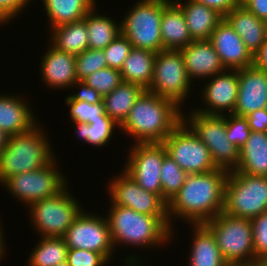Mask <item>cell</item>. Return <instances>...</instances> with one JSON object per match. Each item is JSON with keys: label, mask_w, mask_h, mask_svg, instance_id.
Returning <instances> with one entry per match:
<instances>
[{"label": "cell", "mask_w": 267, "mask_h": 266, "mask_svg": "<svg viewBox=\"0 0 267 266\" xmlns=\"http://www.w3.org/2000/svg\"><path fill=\"white\" fill-rule=\"evenodd\" d=\"M137 256V257H136ZM141 260V261H140ZM124 262V266H143V260L140 259L139 255H133V254H129V256L125 257V259L123 258L122 260ZM139 261V262H138Z\"/></svg>", "instance_id": "48"}, {"label": "cell", "mask_w": 267, "mask_h": 266, "mask_svg": "<svg viewBox=\"0 0 267 266\" xmlns=\"http://www.w3.org/2000/svg\"><path fill=\"white\" fill-rule=\"evenodd\" d=\"M1 24L4 26V22L0 19V27H1Z\"/></svg>", "instance_id": "55"}, {"label": "cell", "mask_w": 267, "mask_h": 266, "mask_svg": "<svg viewBox=\"0 0 267 266\" xmlns=\"http://www.w3.org/2000/svg\"><path fill=\"white\" fill-rule=\"evenodd\" d=\"M62 238L68 249L98 252L112 263L115 249L106 216L83 209Z\"/></svg>", "instance_id": "13"}, {"label": "cell", "mask_w": 267, "mask_h": 266, "mask_svg": "<svg viewBox=\"0 0 267 266\" xmlns=\"http://www.w3.org/2000/svg\"><path fill=\"white\" fill-rule=\"evenodd\" d=\"M49 31L48 38L51 39L50 41L48 39L47 44H51L58 50L77 56L89 48L88 31L84 19L59 25Z\"/></svg>", "instance_id": "28"}, {"label": "cell", "mask_w": 267, "mask_h": 266, "mask_svg": "<svg viewBox=\"0 0 267 266\" xmlns=\"http://www.w3.org/2000/svg\"><path fill=\"white\" fill-rule=\"evenodd\" d=\"M253 132H267V108H261L245 116Z\"/></svg>", "instance_id": "44"}, {"label": "cell", "mask_w": 267, "mask_h": 266, "mask_svg": "<svg viewBox=\"0 0 267 266\" xmlns=\"http://www.w3.org/2000/svg\"><path fill=\"white\" fill-rule=\"evenodd\" d=\"M253 66L259 71L267 73V38L260 49L253 55Z\"/></svg>", "instance_id": "47"}, {"label": "cell", "mask_w": 267, "mask_h": 266, "mask_svg": "<svg viewBox=\"0 0 267 266\" xmlns=\"http://www.w3.org/2000/svg\"><path fill=\"white\" fill-rule=\"evenodd\" d=\"M182 10L193 41L209 40L224 17L216 10L194 0H173Z\"/></svg>", "instance_id": "22"}, {"label": "cell", "mask_w": 267, "mask_h": 266, "mask_svg": "<svg viewBox=\"0 0 267 266\" xmlns=\"http://www.w3.org/2000/svg\"><path fill=\"white\" fill-rule=\"evenodd\" d=\"M180 52L186 72L192 82L198 79L206 80L225 70L209 40L192 41Z\"/></svg>", "instance_id": "20"}, {"label": "cell", "mask_w": 267, "mask_h": 266, "mask_svg": "<svg viewBox=\"0 0 267 266\" xmlns=\"http://www.w3.org/2000/svg\"><path fill=\"white\" fill-rule=\"evenodd\" d=\"M199 91L204 106L194 110L206 115H226L234 113L238 96V70L225 69L208 78ZM227 111V112H226Z\"/></svg>", "instance_id": "16"}, {"label": "cell", "mask_w": 267, "mask_h": 266, "mask_svg": "<svg viewBox=\"0 0 267 266\" xmlns=\"http://www.w3.org/2000/svg\"><path fill=\"white\" fill-rule=\"evenodd\" d=\"M209 41L225 69L240 70L253 66V55L225 19L217 25Z\"/></svg>", "instance_id": "17"}, {"label": "cell", "mask_w": 267, "mask_h": 266, "mask_svg": "<svg viewBox=\"0 0 267 266\" xmlns=\"http://www.w3.org/2000/svg\"><path fill=\"white\" fill-rule=\"evenodd\" d=\"M192 82L186 72L180 50H161L156 53L153 78L147 91L175 102L180 108L191 94Z\"/></svg>", "instance_id": "11"}, {"label": "cell", "mask_w": 267, "mask_h": 266, "mask_svg": "<svg viewBox=\"0 0 267 266\" xmlns=\"http://www.w3.org/2000/svg\"><path fill=\"white\" fill-rule=\"evenodd\" d=\"M4 231L5 230H3L2 221H0V260L4 258V255L6 253L5 246H7V243L4 242L6 240L3 236Z\"/></svg>", "instance_id": "49"}, {"label": "cell", "mask_w": 267, "mask_h": 266, "mask_svg": "<svg viewBox=\"0 0 267 266\" xmlns=\"http://www.w3.org/2000/svg\"><path fill=\"white\" fill-rule=\"evenodd\" d=\"M76 136H78L81 142L89 144L91 146L105 147L110 143L112 136L116 128L120 126L109 116H99L96 121H90V123L83 122H71Z\"/></svg>", "instance_id": "32"}, {"label": "cell", "mask_w": 267, "mask_h": 266, "mask_svg": "<svg viewBox=\"0 0 267 266\" xmlns=\"http://www.w3.org/2000/svg\"><path fill=\"white\" fill-rule=\"evenodd\" d=\"M123 170L146 191L162 198L161 167L167 154L163 143H135L131 145Z\"/></svg>", "instance_id": "14"}, {"label": "cell", "mask_w": 267, "mask_h": 266, "mask_svg": "<svg viewBox=\"0 0 267 266\" xmlns=\"http://www.w3.org/2000/svg\"><path fill=\"white\" fill-rule=\"evenodd\" d=\"M241 4L261 20L267 19V0H241Z\"/></svg>", "instance_id": "46"}, {"label": "cell", "mask_w": 267, "mask_h": 266, "mask_svg": "<svg viewBox=\"0 0 267 266\" xmlns=\"http://www.w3.org/2000/svg\"><path fill=\"white\" fill-rule=\"evenodd\" d=\"M253 246L258 259L267 252V211L251 219Z\"/></svg>", "instance_id": "41"}, {"label": "cell", "mask_w": 267, "mask_h": 266, "mask_svg": "<svg viewBox=\"0 0 267 266\" xmlns=\"http://www.w3.org/2000/svg\"><path fill=\"white\" fill-rule=\"evenodd\" d=\"M187 173L168 155L163 158L161 167L162 199L168 203L185 183Z\"/></svg>", "instance_id": "34"}, {"label": "cell", "mask_w": 267, "mask_h": 266, "mask_svg": "<svg viewBox=\"0 0 267 266\" xmlns=\"http://www.w3.org/2000/svg\"><path fill=\"white\" fill-rule=\"evenodd\" d=\"M183 121L208 147L217 168L229 172L238 167L240 149L227 138L226 115H206L193 109L183 111Z\"/></svg>", "instance_id": "7"}, {"label": "cell", "mask_w": 267, "mask_h": 266, "mask_svg": "<svg viewBox=\"0 0 267 266\" xmlns=\"http://www.w3.org/2000/svg\"><path fill=\"white\" fill-rule=\"evenodd\" d=\"M197 3L216 10L223 17L228 14L233 8L241 4V0H194Z\"/></svg>", "instance_id": "45"}, {"label": "cell", "mask_w": 267, "mask_h": 266, "mask_svg": "<svg viewBox=\"0 0 267 266\" xmlns=\"http://www.w3.org/2000/svg\"><path fill=\"white\" fill-rule=\"evenodd\" d=\"M10 135L0 129V152L8 144Z\"/></svg>", "instance_id": "50"}, {"label": "cell", "mask_w": 267, "mask_h": 266, "mask_svg": "<svg viewBox=\"0 0 267 266\" xmlns=\"http://www.w3.org/2000/svg\"><path fill=\"white\" fill-rule=\"evenodd\" d=\"M84 82L104 97L122 82V78L119 70L105 67L93 72L84 79Z\"/></svg>", "instance_id": "37"}, {"label": "cell", "mask_w": 267, "mask_h": 266, "mask_svg": "<svg viewBox=\"0 0 267 266\" xmlns=\"http://www.w3.org/2000/svg\"><path fill=\"white\" fill-rule=\"evenodd\" d=\"M267 211V176L229 171L224 190L223 212L252 219Z\"/></svg>", "instance_id": "6"}, {"label": "cell", "mask_w": 267, "mask_h": 266, "mask_svg": "<svg viewBox=\"0 0 267 266\" xmlns=\"http://www.w3.org/2000/svg\"><path fill=\"white\" fill-rule=\"evenodd\" d=\"M224 19L241 37L246 48L254 55L265 42L264 21L255 16L242 4L233 8Z\"/></svg>", "instance_id": "24"}, {"label": "cell", "mask_w": 267, "mask_h": 266, "mask_svg": "<svg viewBox=\"0 0 267 266\" xmlns=\"http://www.w3.org/2000/svg\"><path fill=\"white\" fill-rule=\"evenodd\" d=\"M40 124L9 137L0 152V185L12 176L45 167L56 158L49 136Z\"/></svg>", "instance_id": "4"}, {"label": "cell", "mask_w": 267, "mask_h": 266, "mask_svg": "<svg viewBox=\"0 0 267 266\" xmlns=\"http://www.w3.org/2000/svg\"><path fill=\"white\" fill-rule=\"evenodd\" d=\"M27 100L10 93L0 94V129L10 136L30 131L39 123L37 114H34Z\"/></svg>", "instance_id": "21"}, {"label": "cell", "mask_w": 267, "mask_h": 266, "mask_svg": "<svg viewBox=\"0 0 267 266\" xmlns=\"http://www.w3.org/2000/svg\"><path fill=\"white\" fill-rule=\"evenodd\" d=\"M70 89H76L75 94H69V96L76 101H86L89 104L99 103L103 100V97L91 86H88L84 80H77ZM79 89V90H78Z\"/></svg>", "instance_id": "43"}, {"label": "cell", "mask_w": 267, "mask_h": 266, "mask_svg": "<svg viewBox=\"0 0 267 266\" xmlns=\"http://www.w3.org/2000/svg\"><path fill=\"white\" fill-rule=\"evenodd\" d=\"M155 58L156 53L133 47L120 69L122 82L148 90L153 78Z\"/></svg>", "instance_id": "26"}, {"label": "cell", "mask_w": 267, "mask_h": 266, "mask_svg": "<svg viewBox=\"0 0 267 266\" xmlns=\"http://www.w3.org/2000/svg\"><path fill=\"white\" fill-rule=\"evenodd\" d=\"M48 17L49 29L84 19L97 5L95 0H40Z\"/></svg>", "instance_id": "29"}, {"label": "cell", "mask_w": 267, "mask_h": 266, "mask_svg": "<svg viewBox=\"0 0 267 266\" xmlns=\"http://www.w3.org/2000/svg\"><path fill=\"white\" fill-rule=\"evenodd\" d=\"M55 266H69V265H68V262L65 261V262L60 263V264H57V265H55Z\"/></svg>", "instance_id": "53"}, {"label": "cell", "mask_w": 267, "mask_h": 266, "mask_svg": "<svg viewBox=\"0 0 267 266\" xmlns=\"http://www.w3.org/2000/svg\"><path fill=\"white\" fill-rule=\"evenodd\" d=\"M236 172L267 176V132H251L246 144L240 148Z\"/></svg>", "instance_id": "27"}, {"label": "cell", "mask_w": 267, "mask_h": 266, "mask_svg": "<svg viewBox=\"0 0 267 266\" xmlns=\"http://www.w3.org/2000/svg\"><path fill=\"white\" fill-rule=\"evenodd\" d=\"M229 115V116H228ZM251 130L245 116L226 114V133L229 141L239 149L246 144Z\"/></svg>", "instance_id": "38"}, {"label": "cell", "mask_w": 267, "mask_h": 266, "mask_svg": "<svg viewBox=\"0 0 267 266\" xmlns=\"http://www.w3.org/2000/svg\"><path fill=\"white\" fill-rule=\"evenodd\" d=\"M227 175L228 171L220 168L188 174L183 186L167 203L170 226L175 223L174 218L187 224H204L223 212Z\"/></svg>", "instance_id": "1"}, {"label": "cell", "mask_w": 267, "mask_h": 266, "mask_svg": "<svg viewBox=\"0 0 267 266\" xmlns=\"http://www.w3.org/2000/svg\"><path fill=\"white\" fill-rule=\"evenodd\" d=\"M143 91L138 85L121 82L103 97L105 113L120 126Z\"/></svg>", "instance_id": "31"}, {"label": "cell", "mask_w": 267, "mask_h": 266, "mask_svg": "<svg viewBox=\"0 0 267 266\" xmlns=\"http://www.w3.org/2000/svg\"><path fill=\"white\" fill-rule=\"evenodd\" d=\"M96 5L85 15L90 49H105L121 34V23L115 18L99 13ZM97 12V13H96ZM99 13V14H98Z\"/></svg>", "instance_id": "30"}, {"label": "cell", "mask_w": 267, "mask_h": 266, "mask_svg": "<svg viewBox=\"0 0 267 266\" xmlns=\"http://www.w3.org/2000/svg\"><path fill=\"white\" fill-rule=\"evenodd\" d=\"M40 59L42 81L50 89H70L77 81L75 56L58 50L51 44Z\"/></svg>", "instance_id": "19"}, {"label": "cell", "mask_w": 267, "mask_h": 266, "mask_svg": "<svg viewBox=\"0 0 267 266\" xmlns=\"http://www.w3.org/2000/svg\"><path fill=\"white\" fill-rule=\"evenodd\" d=\"M33 1V0H32ZM31 0H0V19L8 25L22 13ZM19 14V15H18Z\"/></svg>", "instance_id": "42"}, {"label": "cell", "mask_w": 267, "mask_h": 266, "mask_svg": "<svg viewBox=\"0 0 267 266\" xmlns=\"http://www.w3.org/2000/svg\"><path fill=\"white\" fill-rule=\"evenodd\" d=\"M162 14L163 0H138L120 21L121 34L133 47L158 53L163 50Z\"/></svg>", "instance_id": "9"}, {"label": "cell", "mask_w": 267, "mask_h": 266, "mask_svg": "<svg viewBox=\"0 0 267 266\" xmlns=\"http://www.w3.org/2000/svg\"><path fill=\"white\" fill-rule=\"evenodd\" d=\"M68 247L62 237H41L28 257L29 266H55L67 261Z\"/></svg>", "instance_id": "33"}, {"label": "cell", "mask_w": 267, "mask_h": 266, "mask_svg": "<svg viewBox=\"0 0 267 266\" xmlns=\"http://www.w3.org/2000/svg\"><path fill=\"white\" fill-rule=\"evenodd\" d=\"M68 188L66 186L57 195L28 206L31 227L40 237H62L82 212L83 206Z\"/></svg>", "instance_id": "8"}, {"label": "cell", "mask_w": 267, "mask_h": 266, "mask_svg": "<svg viewBox=\"0 0 267 266\" xmlns=\"http://www.w3.org/2000/svg\"><path fill=\"white\" fill-rule=\"evenodd\" d=\"M241 266H265L264 264L261 263V261H259L258 259L250 261L244 265Z\"/></svg>", "instance_id": "51"}, {"label": "cell", "mask_w": 267, "mask_h": 266, "mask_svg": "<svg viewBox=\"0 0 267 266\" xmlns=\"http://www.w3.org/2000/svg\"><path fill=\"white\" fill-rule=\"evenodd\" d=\"M160 31L163 50H181L193 41L181 8L171 0H163Z\"/></svg>", "instance_id": "23"}, {"label": "cell", "mask_w": 267, "mask_h": 266, "mask_svg": "<svg viewBox=\"0 0 267 266\" xmlns=\"http://www.w3.org/2000/svg\"><path fill=\"white\" fill-rule=\"evenodd\" d=\"M204 225L216 239L217 246L229 265L241 266L256 260L251 219L220 212Z\"/></svg>", "instance_id": "5"}, {"label": "cell", "mask_w": 267, "mask_h": 266, "mask_svg": "<svg viewBox=\"0 0 267 266\" xmlns=\"http://www.w3.org/2000/svg\"><path fill=\"white\" fill-rule=\"evenodd\" d=\"M238 96L235 115L247 116L253 111L267 108V73L254 66L238 70Z\"/></svg>", "instance_id": "18"}, {"label": "cell", "mask_w": 267, "mask_h": 266, "mask_svg": "<svg viewBox=\"0 0 267 266\" xmlns=\"http://www.w3.org/2000/svg\"><path fill=\"white\" fill-rule=\"evenodd\" d=\"M65 103L69 109L70 122L90 123V121L99 119V116H108L105 113L103 100L99 103L89 104L86 101L73 100L68 95L65 98Z\"/></svg>", "instance_id": "35"}, {"label": "cell", "mask_w": 267, "mask_h": 266, "mask_svg": "<svg viewBox=\"0 0 267 266\" xmlns=\"http://www.w3.org/2000/svg\"><path fill=\"white\" fill-rule=\"evenodd\" d=\"M77 80H84L93 72L107 67L103 49H90L75 56Z\"/></svg>", "instance_id": "36"}, {"label": "cell", "mask_w": 267, "mask_h": 266, "mask_svg": "<svg viewBox=\"0 0 267 266\" xmlns=\"http://www.w3.org/2000/svg\"><path fill=\"white\" fill-rule=\"evenodd\" d=\"M189 227L194 229L188 257L189 266H229L217 246L214 235L204 224H190Z\"/></svg>", "instance_id": "25"}, {"label": "cell", "mask_w": 267, "mask_h": 266, "mask_svg": "<svg viewBox=\"0 0 267 266\" xmlns=\"http://www.w3.org/2000/svg\"><path fill=\"white\" fill-rule=\"evenodd\" d=\"M183 121L182 109L172 100L144 90L119 130L133 143H162Z\"/></svg>", "instance_id": "2"}, {"label": "cell", "mask_w": 267, "mask_h": 266, "mask_svg": "<svg viewBox=\"0 0 267 266\" xmlns=\"http://www.w3.org/2000/svg\"><path fill=\"white\" fill-rule=\"evenodd\" d=\"M69 266H107L110 262L100 253L83 249H68Z\"/></svg>", "instance_id": "40"}, {"label": "cell", "mask_w": 267, "mask_h": 266, "mask_svg": "<svg viewBox=\"0 0 267 266\" xmlns=\"http://www.w3.org/2000/svg\"><path fill=\"white\" fill-rule=\"evenodd\" d=\"M167 154L187 173H206L218 169L208 147L182 121L162 142Z\"/></svg>", "instance_id": "12"}, {"label": "cell", "mask_w": 267, "mask_h": 266, "mask_svg": "<svg viewBox=\"0 0 267 266\" xmlns=\"http://www.w3.org/2000/svg\"><path fill=\"white\" fill-rule=\"evenodd\" d=\"M259 261H261L262 264H264L265 266H267V252L264 253L263 255H261L258 258Z\"/></svg>", "instance_id": "52"}, {"label": "cell", "mask_w": 267, "mask_h": 266, "mask_svg": "<svg viewBox=\"0 0 267 266\" xmlns=\"http://www.w3.org/2000/svg\"><path fill=\"white\" fill-rule=\"evenodd\" d=\"M106 216L114 249L119 245L151 250L175 239V227L170 226L168 216H152L133 209L115 205L110 200ZM171 237V238H170ZM144 248V249H143ZM151 248V249H150Z\"/></svg>", "instance_id": "3"}, {"label": "cell", "mask_w": 267, "mask_h": 266, "mask_svg": "<svg viewBox=\"0 0 267 266\" xmlns=\"http://www.w3.org/2000/svg\"><path fill=\"white\" fill-rule=\"evenodd\" d=\"M133 48L131 42L122 34L113 40L104 50L107 67L119 70Z\"/></svg>", "instance_id": "39"}, {"label": "cell", "mask_w": 267, "mask_h": 266, "mask_svg": "<svg viewBox=\"0 0 267 266\" xmlns=\"http://www.w3.org/2000/svg\"><path fill=\"white\" fill-rule=\"evenodd\" d=\"M108 182V196L113 204L146 215L168 216L167 203L159 195L140 187L123 169Z\"/></svg>", "instance_id": "15"}, {"label": "cell", "mask_w": 267, "mask_h": 266, "mask_svg": "<svg viewBox=\"0 0 267 266\" xmlns=\"http://www.w3.org/2000/svg\"><path fill=\"white\" fill-rule=\"evenodd\" d=\"M57 158L50 164L35 171H27L8 178L2 185L19 203L25 206L53 197L61 192L69 182L57 166Z\"/></svg>", "instance_id": "10"}, {"label": "cell", "mask_w": 267, "mask_h": 266, "mask_svg": "<svg viewBox=\"0 0 267 266\" xmlns=\"http://www.w3.org/2000/svg\"><path fill=\"white\" fill-rule=\"evenodd\" d=\"M264 27H265V33H266V38H267V19L264 20Z\"/></svg>", "instance_id": "54"}]
</instances>
